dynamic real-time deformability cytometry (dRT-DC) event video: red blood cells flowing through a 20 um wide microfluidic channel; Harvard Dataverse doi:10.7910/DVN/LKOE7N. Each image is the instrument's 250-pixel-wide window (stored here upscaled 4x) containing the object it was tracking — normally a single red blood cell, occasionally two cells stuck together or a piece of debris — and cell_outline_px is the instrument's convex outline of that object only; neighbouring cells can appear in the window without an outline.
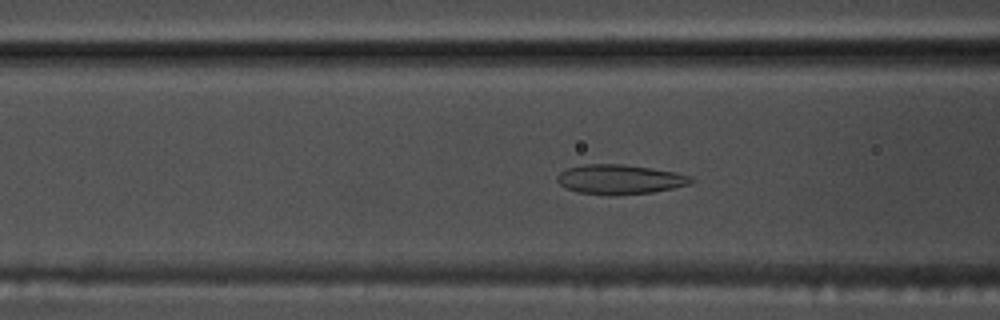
{"species": "common noctule bat (a hibernating species)", "species_latin": "Nyctalus noctula", "temperature_condition": "warm", "stored_images_in_passage": 55, "camera_frame_rate_fps": 3000, "um_per_image_px": 0.085, "animal": {"sex": "male", "body_mass_g": 17.5, "forearm_length_mm": 52.3}, "frame": {"image": 1, "passage_image": 21, "time_ms": 6.667, "image_size_px": [1000, 320], "cell_outline_px": [[696, 180], [692, 184], [652, 192], [616, 196], [608, 196], [576, 192], [560, 184], [556, 180], [556, 176], [560, 172], [568, 168], [584, 164], [624, 164], [652, 168], [676, 172], [692, 176]], "centroid_in_image_um": [52.71, 15.25], "position_along_channel_um": 113.9, "area_um2": 23.47}}
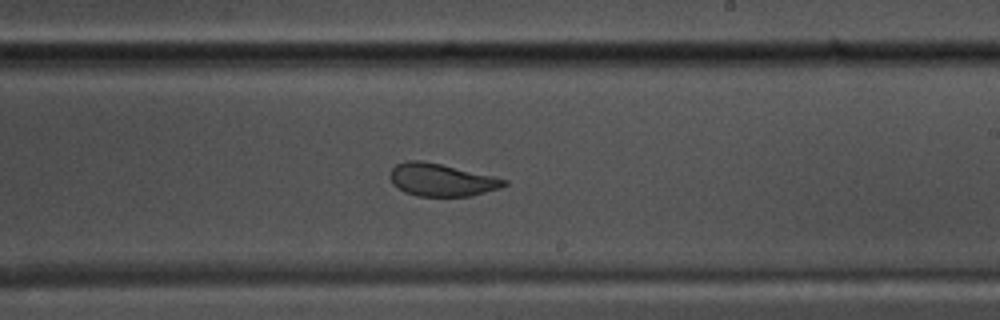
{"frame": {"image": 2, "passage_image": 32, "time_ms": 10.333, "image_size_px": [1000, 320], "cell_outline_px": [[508, 184], [500, 188], [472, 196], [416, 196], [404, 192], [392, 184], [388, 176], [392, 168], [396, 164], [408, 160], [420, 160], [440, 164], [492, 176], [508, 180]], "centroid_in_image_um": [37.49, 15.3], "position_along_channel_um": 251.5, "area_um2": 21.68}}
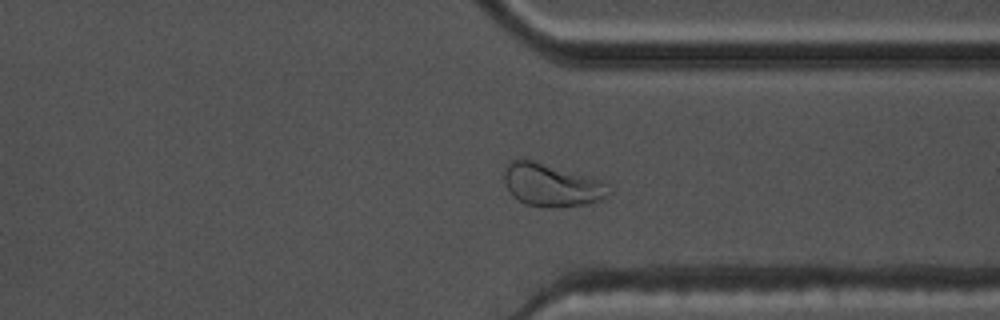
{"frame": {"image": 3, "passage_image": 41, "time_ms": 13.333, "image_size_px": [1000, 320], "cell_outline_px": [[612, 192], [608, 196], [600, 200], [588, 204], [552, 208], [524, 204], [512, 196], [508, 192], [504, 184], [504, 172], [508, 160], [532, 160], [604, 180]], "centroid_in_image_um": [46.89, 15.74], "position_along_channel_um": 364.5, "area_um2": 26.47}, "authors_computed_cell_mechanics": {"area_um2": 25.2008, "velocity_mm_per_s": 3.7633, "shape_relaxation_time_tau1_ms": 6.3853, "shape_relaxation_time_tau2_ms": 1.0635, "deformation_change_tau1": 0.1782, "deformation_change_tau2": 0.0784}}